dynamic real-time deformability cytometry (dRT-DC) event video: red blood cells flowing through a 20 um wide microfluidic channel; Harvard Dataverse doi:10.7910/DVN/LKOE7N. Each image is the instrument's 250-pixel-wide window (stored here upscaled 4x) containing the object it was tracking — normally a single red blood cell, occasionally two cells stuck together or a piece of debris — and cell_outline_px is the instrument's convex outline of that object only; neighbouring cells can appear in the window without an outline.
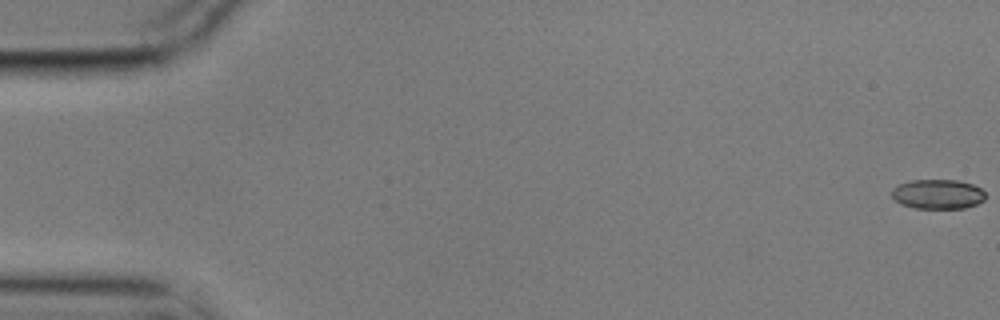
{"species": "common noctule bat (a hibernating species)", "species_latin": "Nyctalus noctula", "temperature_condition": "cold", "stored_images_in_passage": 57, "camera_frame_rate_fps": 3000, "um_per_image_px": 0.085, "animal": {"sex": "male", "body_mass_g": 17.9}, "frame": {"image": 1, "passage_image": 1, "time_ms": 0.0, "image_size_px": [1000, 320], "cell_outline_px": [[984, 200], [976, 204], [964, 208], [916, 208], [900, 204], [892, 196], [892, 188], [900, 184], [912, 180], [956, 180], [972, 184], [980, 188], [984, 192]], "centroid_in_image_um": [79.7, 16.5], "position_along_channel_um": 5.3, "area_um2": 16.01}}
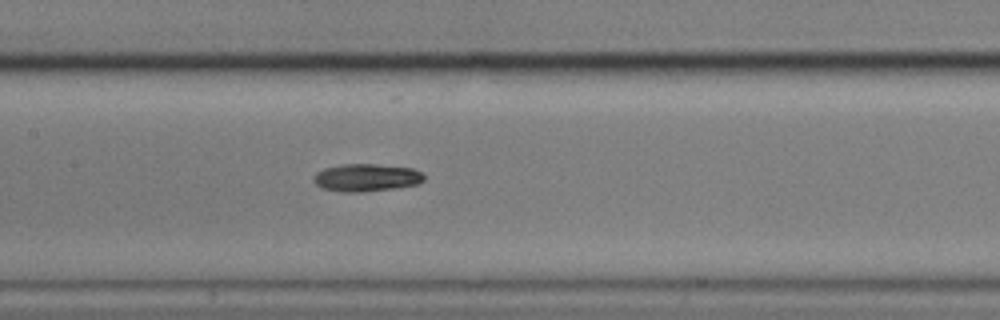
{"frame": {"image": 2, "passage_image": 28, "time_ms": 9.0, "image_size_px": [1000, 320], "cell_outline_px": [[424, 180], [416, 184], [396, 188], [360, 192], [340, 192], [320, 188], [312, 180], [312, 176], [316, 172], [324, 168], [340, 164], [376, 164], [412, 168], [424, 172]], "centroid_in_image_um": [31.1, 15.09], "position_along_channel_um": 176.3, "area_um2": 18.03}}
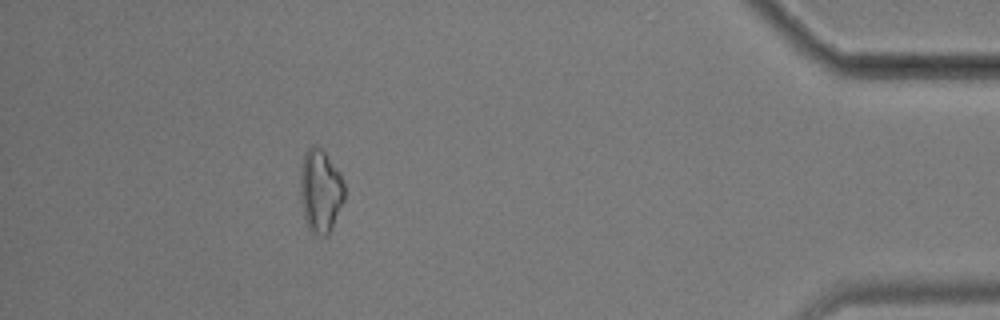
{"frame": {"image": 3, "passage_image": 52, "time_ms": 17.0, "image_size_px": [1000, 320], "cell_outline_px": [[344, 200], [328, 236], [316, 236], [308, 228], [304, 216], [300, 196], [300, 176], [304, 156], [308, 148], [312, 144], [316, 144], [324, 152], [340, 172], [344, 184]], "centroid_in_image_um": [27.24, 16.25], "position_along_channel_um": 408.0, "area_um2": 21.44}, "authors_computed_cell_mechanics": {"area_um2": 17.629, "velocity_mm_per_s": 3.5394, "shape_relaxation_time_tau1_ms": 6.0748, "shape_relaxation_time_tau2_ms": null, "deformation_change_tau1": 0.1391, "deformation_change_tau2": null}}